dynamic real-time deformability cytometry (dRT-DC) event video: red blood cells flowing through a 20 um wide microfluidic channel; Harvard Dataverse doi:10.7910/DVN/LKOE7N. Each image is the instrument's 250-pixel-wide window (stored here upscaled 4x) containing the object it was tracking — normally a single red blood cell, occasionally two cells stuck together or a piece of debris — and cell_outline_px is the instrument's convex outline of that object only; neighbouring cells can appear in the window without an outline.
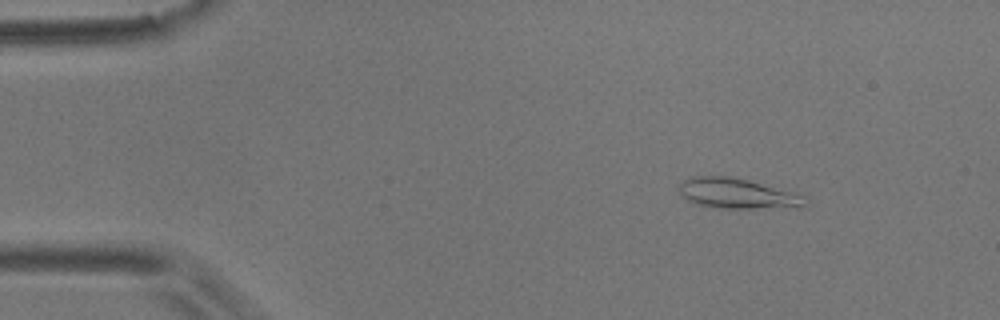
{"species": "common noctule bat (a hibernating species)", "species_latin": "Nyctalus noctula", "temperature_condition": "room temperature", "stored_images_in_passage": 6, "camera_frame_rate_fps": 3000, "um_per_image_px": 0.085, "animal": {"sex": "male", "body_mass_g": 17.9}, "frame": {"image": 1, "passage_image": 1, "time_ms": 0.0, "image_size_px": [1000, 320], "cell_outline_px": [[804, 204], [752, 208], [716, 208], [696, 204], [680, 196], [680, 184], [688, 176], [728, 176], [748, 180], [804, 196]], "centroid_in_image_um": [62.46, 16.42], "position_along_channel_um": 22.5, "area_um2": 21.33}}
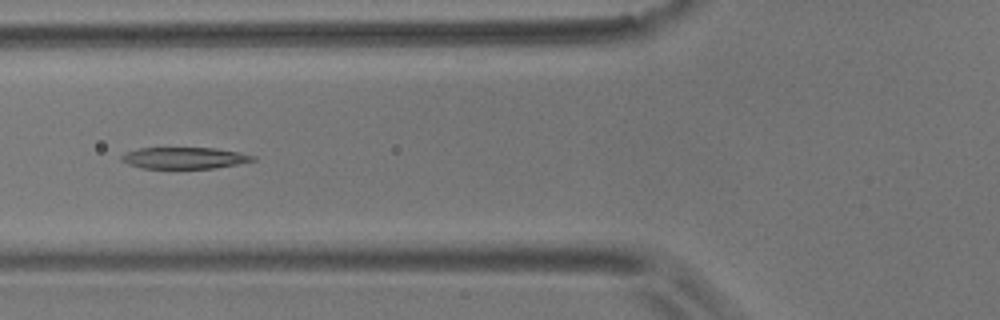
{"frame": {"image": 2, "passage_image": 5, "time_ms": 1.333, "image_size_px": [1000, 320], "cell_outline_px": [[256, 160], [216, 168], [140, 168], [128, 164], [120, 160], [120, 156], [128, 152], [140, 148], [216, 148], [240, 152], [256, 156]], "centroid_in_image_um": [15.69, 13.43], "position_along_channel_um": 110.1, "area_um2": 16.42}}
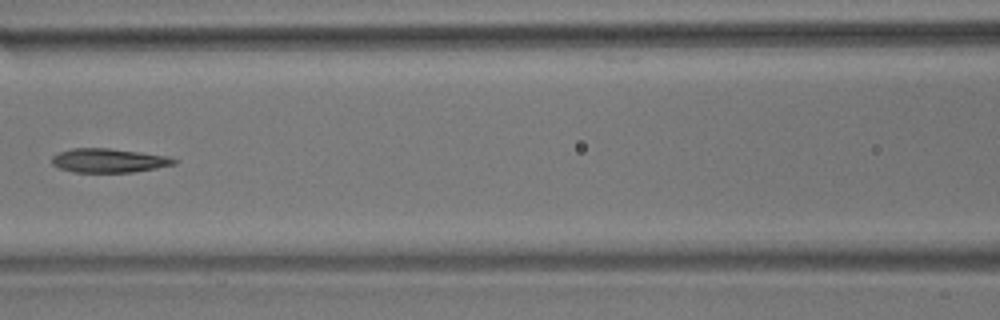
{"frame": {"image": 3, "passage_image": 6, "time_ms": 1.667, "image_size_px": [1000, 320], "cell_outline_px": [[180, 160], [176, 164], [156, 168], [132, 172], [72, 172], [60, 168], [52, 164], [52, 156], [60, 152], [72, 148], [108, 148], [140, 152], [168, 156]], "centroid_in_image_um": [9.27, 13.64], "position_along_channel_um": 157.3, "area_um2": 17.11}}